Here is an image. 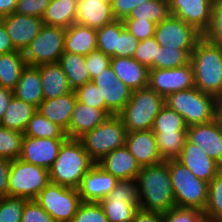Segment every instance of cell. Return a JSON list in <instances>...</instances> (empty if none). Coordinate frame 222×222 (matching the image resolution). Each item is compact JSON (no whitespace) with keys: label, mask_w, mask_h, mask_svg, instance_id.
Listing matches in <instances>:
<instances>
[{"label":"cell","mask_w":222,"mask_h":222,"mask_svg":"<svg viewBox=\"0 0 222 222\" xmlns=\"http://www.w3.org/2000/svg\"><path fill=\"white\" fill-rule=\"evenodd\" d=\"M136 180L140 209L165 214L175 207L167 161L141 167Z\"/></svg>","instance_id":"obj_1"},{"label":"cell","mask_w":222,"mask_h":222,"mask_svg":"<svg viewBox=\"0 0 222 222\" xmlns=\"http://www.w3.org/2000/svg\"><path fill=\"white\" fill-rule=\"evenodd\" d=\"M195 87L215 97L222 95V45L202 36L191 53Z\"/></svg>","instance_id":"obj_2"},{"label":"cell","mask_w":222,"mask_h":222,"mask_svg":"<svg viewBox=\"0 0 222 222\" xmlns=\"http://www.w3.org/2000/svg\"><path fill=\"white\" fill-rule=\"evenodd\" d=\"M94 164L79 139L67 138L49 169L50 182L78 189L82 178Z\"/></svg>","instance_id":"obj_3"},{"label":"cell","mask_w":222,"mask_h":222,"mask_svg":"<svg viewBox=\"0 0 222 222\" xmlns=\"http://www.w3.org/2000/svg\"><path fill=\"white\" fill-rule=\"evenodd\" d=\"M174 194L175 207L204 211L208 200L209 183L198 179L177 159L167 161Z\"/></svg>","instance_id":"obj_4"},{"label":"cell","mask_w":222,"mask_h":222,"mask_svg":"<svg viewBox=\"0 0 222 222\" xmlns=\"http://www.w3.org/2000/svg\"><path fill=\"white\" fill-rule=\"evenodd\" d=\"M164 105L165 98L147 86L132 91L130 100L118 116L127 132L150 130Z\"/></svg>","instance_id":"obj_5"},{"label":"cell","mask_w":222,"mask_h":222,"mask_svg":"<svg viewBox=\"0 0 222 222\" xmlns=\"http://www.w3.org/2000/svg\"><path fill=\"white\" fill-rule=\"evenodd\" d=\"M165 105L181 115L187 126L215 120L216 97L196 87L168 95Z\"/></svg>","instance_id":"obj_6"},{"label":"cell","mask_w":222,"mask_h":222,"mask_svg":"<svg viewBox=\"0 0 222 222\" xmlns=\"http://www.w3.org/2000/svg\"><path fill=\"white\" fill-rule=\"evenodd\" d=\"M127 129L118 115L109 116L102 124L79 140L90 159L98 163L107 154L125 145Z\"/></svg>","instance_id":"obj_7"},{"label":"cell","mask_w":222,"mask_h":222,"mask_svg":"<svg viewBox=\"0 0 222 222\" xmlns=\"http://www.w3.org/2000/svg\"><path fill=\"white\" fill-rule=\"evenodd\" d=\"M49 182L48 169L24 162L19 158L11 161L8 196L35 200Z\"/></svg>","instance_id":"obj_8"},{"label":"cell","mask_w":222,"mask_h":222,"mask_svg":"<svg viewBox=\"0 0 222 222\" xmlns=\"http://www.w3.org/2000/svg\"><path fill=\"white\" fill-rule=\"evenodd\" d=\"M99 204L109 222H132L140 205L137 180H118L116 187Z\"/></svg>","instance_id":"obj_9"},{"label":"cell","mask_w":222,"mask_h":222,"mask_svg":"<svg viewBox=\"0 0 222 222\" xmlns=\"http://www.w3.org/2000/svg\"><path fill=\"white\" fill-rule=\"evenodd\" d=\"M35 200L57 222H72L82 203L78 189L51 182Z\"/></svg>","instance_id":"obj_10"},{"label":"cell","mask_w":222,"mask_h":222,"mask_svg":"<svg viewBox=\"0 0 222 222\" xmlns=\"http://www.w3.org/2000/svg\"><path fill=\"white\" fill-rule=\"evenodd\" d=\"M66 28L43 25L39 34L24 51L27 65L39 66L59 62L64 53Z\"/></svg>","instance_id":"obj_11"},{"label":"cell","mask_w":222,"mask_h":222,"mask_svg":"<svg viewBox=\"0 0 222 222\" xmlns=\"http://www.w3.org/2000/svg\"><path fill=\"white\" fill-rule=\"evenodd\" d=\"M202 36L193 26L172 15L156 25L154 34L161 47L185 50L190 56Z\"/></svg>","instance_id":"obj_12"},{"label":"cell","mask_w":222,"mask_h":222,"mask_svg":"<svg viewBox=\"0 0 222 222\" xmlns=\"http://www.w3.org/2000/svg\"><path fill=\"white\" fill-rule=\"evenodd\" d=\"M148 86L164 98L175 92L194 88L191 63L172 69H150Z\"/></svg>","instance_id":"obj_13"},{"label":"cell","mask_w":222,"mask_h":222,"mask_svg":"<svg viewBox=\"0 0 222 222\" xmlns=\"http://www.w3.org/2000/svg\"><path fill=\"white\" fill-rule=\"evenodd\" d=\"M92 82L99 88L109 116L118 115L131 98L132 91L117 78L111 67L102 71Z\"/></svg>","instance_id":"obj_14"},{"label":"cell","mask_w":222,"mask_h":222,"mask_svg":"<svg viewBox=\"0 0 222 222\" xmlns=\"http://www.w3.org/2000/svg\"><path fill=\"white\" fill-rule=\"evenodd\" d=\"M172 16L193 26L202 35L211 23L213 0H169Z\"/></svg>","instance_id":"obj_15"},{"label":"cell","mask_w":222,"mask_h":222,"mask_svg":"<svg viewBox=\"0 0 222 222\" xmlns=\"http://www.w3.org/2000/svg\"><path fill=\"white\" fill-rule=\"evenodd\" d=\"M67 138H35L24 136L19 159L50 169Z\"/></svg>","instance_id":"obj_16"},{"label":"cell","mask_w":222,"mask_h":222,"mask_svg":"<svg viewBox=\"0 0 222 222\" xmlns=\"http://www.w3.org/2000/svg\"><path fill=\"white\" fill-rule=\"evenodd\" d=\"M16 51H24L44 25L42 18L12 13L1 17Z\"/></svg>","instance_id":"obj_17"},{"label":"cell","mask_w":222,"mask_h":222,"mask_svg":"<svg viewBox=\"0 0 222 222\" xmlns=\"http://www.w3.org/2000/svg\"><path fill=\"white\" fill-rule=\"evenodd\" d=\"M186 139L222 166V126L216 120L188 126Z\"/></svg>","instance_id":"obj_18"},{"label":"cell","mask_w":222,"mask_h":222,"mask_svg":"<svg viewBox=\"0 0 222 222\" xmlns=\"http://www.w3.org/2000/svg\"><path fill=\"white\" fill-rule=\"evenodd\" d=\"M118 179L95 163L82 178L78 188L82 202L99 203L116 187Z\"/></svg>","instance_id":"obj_19"},{"label":"cell","mask_w":222,"mask_h":222,"mask_svg":"<svg viewBox=\"0 0 222 222\" xmlns=\"http://www.w3.org/2000/svg\"><path fill=\"white\" fill-rule=\"evenodd\" d=\"M186 166L198 179L210 182L221 170L222 166L213 160L199 146L187 139L177 159Z\"/></svg>","instance_id":"obj_20"},{"label":"cell","mask_w":222,"mask_h":222,"mask_svg":"<svg viewBox=\"0 0 222 222\" xmlns=\"http://www.w3.org/2000/svg\"><path fill=\"white\" fill-rule=\"evenodd\" d=\"M125 146L140 167L163 162L158 151L155 134L151 129L127 132Z\"/></svg>","instance_id":"obj_21"},{"label":"cell","mask_w":222,"mask_h":222,"mask_svg":"<svg viewBox=\"0 0 222 222\" xmlns=\"http://www.w3.org/2000/svg\"><path fill=\"white\" fill-rule=\"evenodd\" d=\"M110 67L131 91L148 86L150 69L133 57H111Z\"/></svg>","instance_id":"obj_22"},{"label":"cell","mask_w":222,"mask_h":222,"mask_svg":"<svg viewBox=\"0 0 222 222\" xmlns=\"http://www.w3.org/2000/svg\"><path fill=\"white\" fill-rule=\"evenodd\" d=\"M108 117L104 110L76 101L66 135L68 138L79 139L102 124Z\"/></svg>","instance_id":"obj_23"},{"label":"cell","mask_w":222,"mask_h":222,"mask_svg":"<svg viewBox=\"0 0 222 222\" xmlns=\"http://www.w3.org/2000/svg\"><path fill=\"white\" fill-rule=\"evenodd\" d=\"M97 164L118 180L136 179L141 169L125 145L107 154Z\"/></svg>","instance_id":"obj_24"},{"label":"cell","mask_w":222,"mask_h":222,"mask_svg":"<svg viewBox=\"0 0 222 222\" xmlns=\"http://www.w3.org/2000/svg\"><path fill=\"white\" fill-rule=\"evenodd\" d=\"M114 20L111 2L78 0L75 23L98 29Z\"/></svg>","instance_id":"obj_25"},{"label":"cell","mask_w":222,"mask_h":222,"mask_svg":"<svg viewBox=\"0 0 222 222\" xmlns=\"http://www.w3.org/2000/svg\"><path fill=\"white\" fill-rule=\"evenodd\" d=\"M76 101L77 98L73 90L57 98L44 99L37 110L52 123L61 127L67 134Z\"/></svg>","instance_id":"obj_26"},{"label":"cell","mask_w":222,"mask_h":222,"mask_svg":"<svg viewBox=\"0 0 222 222\" xmlns=\"http://www.w3.org/2000/svg\"><path fill=\"white\" fill-rule=\"evenodd\" d=\"M13 94L17 99L27 102L38 109L44 97L41 74L37 66L26 65L13 90Z\"/></svg>","instance_id":"obj_27"},{"label":"cell","mask_w":222,"mask_h":222,"mask_svg":"<svg viewBox=\"0 0 222 222\" xmlns=\"http://www.w3.org/2000/svg\"><path fill=\"white\" fill-rule=\"evenodd\" d=\"M97 50V31L94 28L74 23L66 28L64 52L87 56Z\"/></svg>","instance_id":"obj_28"},{"label":"cell","mask_w":222,"mask_h":222,"mask_svg":"<svg viewBox=\"0 0 222 222\" xmlns=\"http://www.w3.org/2000/svg\"><path fill=\"white\" fill-rule=\"evenodd\" d=\"M37 67L41 74L44 99L57 98L73 91L69 85L67 76L58 62L42 64Z\"/></svg>","instance_id":"obj_29"},{"label":"cell","mask_w":222,"mask_h":222,"mask_svg":"<svg viewBox=\"0 0 222 222\" xmlns=\"http://www.w3.org/2000/svg\"><path fill=\"white\" fill-rule=\"evenodd\" d=\"M78 0H52L42 17L48 26L68 28L76 21Z\"/></svg>","instance_id":"obj_30"},{"label":"cell","mask_w":222,"mask_h":222,"mask_svg":"<svg viewBox=\"0 0 222 222\" xmlns=\"http://www.w3.org/2000/svg\"><path fill=\"white\" fill-rule=\"evenodd\" d=\"M36 110L34 106L13 96L0 124L6 129L24 132Z\"/></svg>","instance_id":"obj_31"},{"label":"cell","mask_w":222,"mask_h":222,"mask_svg":"<svg viewBox=\"0 0 222 222\" xmlns=\"http://www.w3.org/2000/svg\"><path fill=\"white\" fill-rule=\"evenodd\" d=\"M27 63L24 53L13 51L0 55V86L14 90Z\"/></svg>","instance_id":"obj_32"},{"label":"cell","mask_w":222,"mask_h":222,"mask_svg":"<svg viewBox=\"0 0 222 222\" xmlns=\"http://www.w3.org/2000/svg\"><path fill=\"white\" fill-rule=\"evenodd\" d=\"M60 66L67 76L70 87L75 90L87 82H91V77L86 66L85 56L64 52L59 59Z\"/></svg>","instance_id":"obj_33"},{"label":"cell","mask_w":222,"mask_h":222,"mask_svg":"<svg viewBox=\"0 0 222 222\" xmlns=\"http://www.w3.org/2000/svg\"><path fill=\"white\" fill-rule=\"evenodd\" d=\"M170 15L169 0H150L135 7L125 19L149 20L157 25Z\"/></svg>","instance_id":"obj_34"},{"label":"cell","mask_w":222,"mask_h":222,"mask_svg":"<svg viewBox=\"0 0 222 222\" xmlns=\"http://www.w3.org/2000/svg\"><path fill=\"white\" fill-rule=\"evenodd\" d=\"M125 29L123 20L117 19L96 29L97 50L110 57H117L118 37Z\"/></svg>","instance_id":"obj_35"},{"label":"cell","mask_w":222,"mask_h":222,"mask_svg":"<svg viewBox=\"0 0 222 222\" xmlns=\"http://www.w3.org/2000/svg\"><path fill=\"white\" fill-rule=\"evenodd\" d=\"M23 133L24 136L35 138H68L61 127L45 118L38 110L32 115Z\"/></svg>","instance_id":"obj_36"},{"label":"cell","mask_w":222,"mask_h":222,"mask_svg":"<svg viewBox=\"0 0 222 222\" xmlns=\"http://www.w3.org/2000/svg\"><path fill=\"white\" fill-rule=\"evenodd\" d=\"M184 118L164 105L155 117L151 130L153 133H187Z\"/></svg>","instance_id":"obj_37"},{"label":"cell","mask_w":222,"mask_h":222,"mask_svg":"<svg viewBox=\"0 0 222 222\" xmlns=\"http://www.w3.org/2000/svg\"><path fill=\"white\" fill-rule=\"evenodd\" d=\"M158 151L163 161L178 159L187 133H154Z\"/></svg>","instance_id":"obj_38"},{"label":"cell","mask_w":222,"mask_h":222,"mask_svg":"<svg viewBox=\"0 0 222 222\" xmlns=\"http://www.w3.org/2000/svg\"><path fill=\"white\" fill-rule=\"evenodd\" d=\"M203 212L208 222L222 221V170L209 182L208 200Z\"/></svg>","instance_id":"obj_39"},{"label":"cell","mask_w":222,"mask_h":222,"mask_svg":"<svg viewBox=\"0 0 222 222\" xmlns=\"http://www.w3.org/2000/svg\"><path fill=\"white\" fill-rule=\"evenodd\" d=\"M24 133L16 130L6 129L0 124V157L15 160L22 151Z\"/></svg>","instance_id":"obj_40"},{"label":"cell","mask_w":222,"mask_h":222,"mask_svg":"<svg viewBox=\"0 0 222 222\" xmlns=\"http://www.w3.org/2000/svg\"><path fill=\"white\" fill-rule=\"evenodd\" d=\"M28 200L16 196L0 198V222H21L23 209Z\"/></svg>","instance_id":"obj_41"},{"label":"cell","mask_w":222,"mask_h":222,"mask_svg":"<svg viewBox=\"0 0 222 222\" xmlns=\"http://www.w3.org/2000/svg\"><path fill=\"white\" fill-rule=\"evenodd\" d=\"M190 55L185 50L161 47L157 54V69H172L190 63Z\"/></svg>","instance_id":"obj_42"},{"label":"cell","mask_w":222,"mask_h":222,"mask_svg":"<svg viewBox=\"0 0 222 222\" xmlns=\"http://www.w3.org/2000/svg\"><path fill=\"white\" fill-rule=\"evenodd\" d=\"M160 48L161 46L154 36L146 40H141L139 41L133 58L149 69H157V54Z\"/></svg>","instance_id":"obj_43"},{"label":"cell","mask_w":222,"mask_h":222,"mask_svg":"<svg viewBox=\"0 0 222 222\" xmlns=\"http://www.w3.org/2000/svg\"><path fill=\"white\" fill-rule=\"evenodd\" d=\"M77 101L106 112L105 100H101L99 88L91 81L74 90Z\"/></svg>","instance_id":"obj_44"},{"label":"cell","mask_w":222,"mask_h":222,"mask_svg":"<svg viewBox=\"0 0 222 222\" xmlns=\"http://www.w3.org/2000/svg\"><path fill=\"white\" fill-rule=\"evenodd\" d=\"M72 222H109L103 208L96 202H82Z\"/></svg>","instance_id":"obj_45"},{"label":"cell","mask_w":222,"mask_h":222,"mask_svg":"<svg viewBox=\"0 0 222 222\" xmlns=\"http://www.w3.org/2000/svg\"><path fill=\"white\" fill-rule=\"evenodd\" d=\"M163 217L164 222H208L204 212L194 208L173 207Z\"/></svg>","instance_id":"obj_46"},{"label":"cell","mask_w":222,"mask_h":222,"mask_svg":"<svg viewBox=\"0 0 222 222\" xmlns=\"http://www.w3.org/2000/svg\"><path fill=\"white\" fill-rule=\"evenodd\" d=\"M203 36L211 42L222 45V0H213L211 23Z\"/></svg>","instance_id":"obj_47"},{"label":"cell","mask_w":222,"mask_h":222,"mask_svg":"<svg viewBox=\"0 0 222 222\" xmlns=\"http://www.w3.org/2000/svg\"><path fill=\"white\" fill-rule=\"evenodd\" d=\"M125 28L138 41L151 38L155 34L156 24L149 20L124 19Z\"/></svg>","instance_id":"obj_48"},{"label":"cell","mask_w":222,"mask_h":222,"mask_svg":"<svg viewBox=\"0 0 222 222\" xmlns=\"http://www.w3.org/2000/svg\"><path fill=\"white\" fill-rule=\"evenodd\" d=\"M85 62L92 81L102 71L110 67L111 57L96 50L85 56Z\"/></svg>","instance_id":"obj_49"},{"label":"cell","mask_w":222,"mask_h":222,"mask_svg":"<svg viewBox=\"0 0 222 222\" xmlns=\"http://www.w3.org/2000/svg\"><path fill=\"white\" fill-rule=\"evenodd\" d=\"M21 222H57L54 220L36 200H28L25 203Z\"/></svg>","instance_id":"obj_50"},{"label":"cell","mask_w":222,"mask_h":222,"mask_svg":"<svg viewBox=\"0 0 222 222\" xmlns=\"http://www.w3.org/2000/svg\"><path fill=\"white\" fill-rule=\"evenodd\" d=\"M52 0H18L15 13L42 18Z\"/></svg>","instance_id":"obj_51"},{"label":"cell","mask_w":222,"mask_h":222,"mask_svg":"<svg viewBox=\"0 0 222 222\" xmlns=\"http://www.w3.org/2000/svg\"><path fill=\"white\" fill-rule=\"evenodd\" d=\"M139 41L126 29L118 37L117 57L132 58Z\"/></svg>","instance_id":"obj_52"},{"label":"cell","mask_w":222,"mask_h":222,"mask_svg":"<svg viewBox=\"0 0 222 222\" xmlns=\"http://www.w3.org/2000/svg\"><path fill=\"white\" fill-rule=\"evenodd\" d=\"M150 0H112V12L117 20H124L138 5Z\"/></svg>","instance_id":"obj_53"},{"label":"cell","mask_w":222,"mask_h":222,"mask_svg":"<svg viewBox=\"0 0 222 222\" xmlns=\"http://www.w3.org/2000/svg\"><path fill=\"white\" fill-rule=\"evenodd\" d=\"M11 160L0 157V198L8 196Z\"/></svg>","instance_id":"obj_54"},{"label":"cell","mask_w":222,"mask_h":222,"mask_svg":"<svg viewBox=\"0 0 222 222\" xmlns=\"http://www.w3.org/2000/svg\"><path fill=\"white\" fill-rule=\"evenodd\" d=\"M132 222H164L163 214L152 211L138 209Z\"/></svg>","instance_id":"obj_55"},{"label":"cell","mask_w":222,"mask_h":222,"mask_svg":"<svg viewBox=\"0 0 222 222\" xmlns=\"http://www.w3.org/2000/svg\"><path fill=\"white\" fill-rule=\"evenodd\" d=\"M16 51L8 35L4 21L0 18V55Z\"/></svg>","instance_id":"obj_56"},{"label":"cell","mask_w":222,"mask_h":222,"mask_svg":"<svg viewBox=\"0 0 222 222\" xmlns=\"http://www.w3.org/2000/svg\"><path fill=\"white\" fill-rule=\"evenodd\" d=\"M13 96V90L0 86V119L5 114Z\"/></svg>","instance_id":"obj_57"},{"label":"cell","mask_w":222,"mask_h":222,"mask_svg":"<svg viewBox=\"0 0 222 222\" xmlns=\"http://www.w3.org/2000/svg\"><path fill=\"white\" fill-rule=\"evenodd\" d=\"M18 0H0V18L15 12Z\"/></svg>","instance_id":"obj_58"},{"label":"cell","mask_w":222,"mask_h":222,"mask_svg":"<svg viewBox=\"0 0 222 222\" xmlns=\"http://www.w3.org/2000/svg\"><path fill=\"white\" fill-rule=\"evenodd\" d=\"M215 120L222 126V95L216 97Z\"/></svg>","instance_id":"obj_59"},{"label":"cell","mask_w":222,"mask_h":222,"mask_svg":"<svg viewBox=\"0 0 222 222\" xmlns=\"http://www.w3.org/2000/svg\"><path fill=\"white\" fill-rule=\"evenodd\" d=\"M102 1H106V2H112V0H102Z\"/></svg>","instance_id":"obj_60"}]
</instances>
